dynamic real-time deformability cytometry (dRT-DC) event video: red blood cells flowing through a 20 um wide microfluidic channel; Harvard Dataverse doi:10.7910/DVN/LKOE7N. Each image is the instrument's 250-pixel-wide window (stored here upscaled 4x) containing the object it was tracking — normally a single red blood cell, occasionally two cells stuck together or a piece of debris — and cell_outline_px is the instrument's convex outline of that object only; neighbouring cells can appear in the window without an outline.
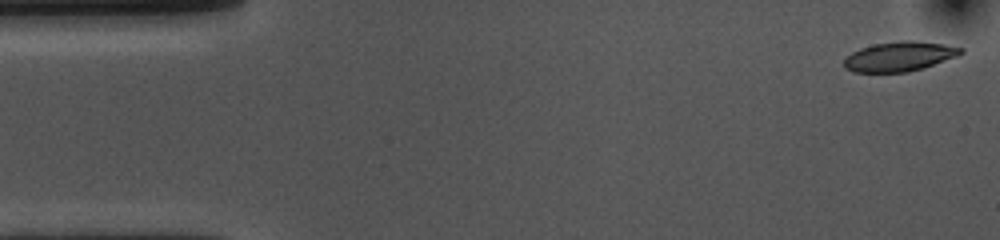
{"species": "common noctule bat (a hibernating species)", "species_latin": "Nyctalus noctula", "temperature_condition": "cold", "stored_images_in_passage": 54, "camera_frame_rate_fps": 3000, "um_per_image_px": 0.085, "animal": {"sex": "female", "body_mass_g": 10.0, "forearm_length_mm": 53.1}, "frame": {"image": 1, "passage_image": 1, "time_ms": 0.0, "image_size_px": [1000, 240], "cell_outline_px": [[964, 52], [960, 56], [924, 68], [908, 72], [852, 72], [844, 68], [844, 60], [852, 52], [860, 48], [872, 44], [900, 40], [912, 40], [944, 44], [964, 48]], "centroid_in_image_um": [76.49, 4.79], "position_along_channel_um": 8.5, "area_um2": 20.52}}
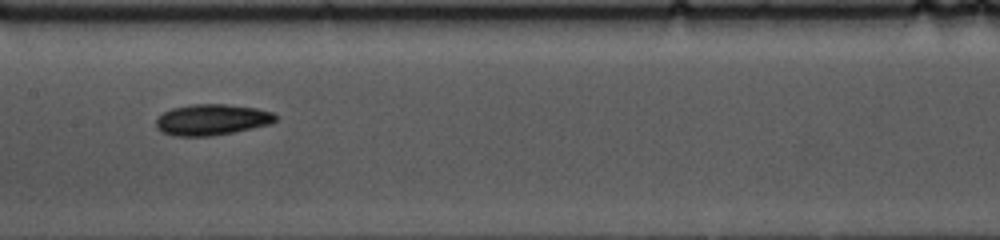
{"frame": {"image": 2, "passage_image": 25, "time_ms": 8.0, "image_size_px": [1000, 240], "cell_outline_px": [[276, 120], [268, 124], [252, 128], [212, 136], [176, 136], [164, 132], [156, 128], [156, 116], [172, 108], [192, 104], [224, 104], [256, 108], [272, 112], [276, 116]], "centroid_in_image_um": [17.97, 10.17], "position_along_channel_um": 189.4, "area_um2": 21.44}}
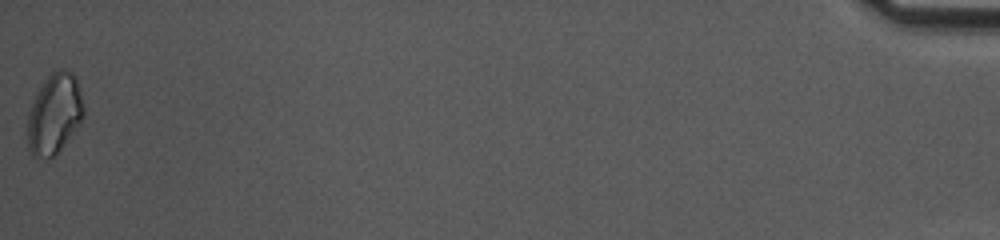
{"frame": {"image": 3, "passage_image": 54, "time_ms": 17.667, "image_size_px": [1000, 240], "cell_outline_px": [[84, 116], [80, 124], [60, 148], [52, 156], [32, 156], [28, 148], [28, 112], [44, 80], [52, 72], [60, 68], [68, 68], [76, 76], [84, 104]], "centroid_in_image_um": [4.65, 9.61], "position_along_channel_um": 430.5, "area_um2": 26.01}, "authors_computed_cell_mechanics": {"area_um2": 20.8658, "velocity_mm_per_s": 3.5871, "shape_relaxation_time_tau1_ms": 5.1164, "shape_relaxation_time_tau2_ms": null, "deformation_change_tau1": 0.1112, "deformation_change_tau2": null}}